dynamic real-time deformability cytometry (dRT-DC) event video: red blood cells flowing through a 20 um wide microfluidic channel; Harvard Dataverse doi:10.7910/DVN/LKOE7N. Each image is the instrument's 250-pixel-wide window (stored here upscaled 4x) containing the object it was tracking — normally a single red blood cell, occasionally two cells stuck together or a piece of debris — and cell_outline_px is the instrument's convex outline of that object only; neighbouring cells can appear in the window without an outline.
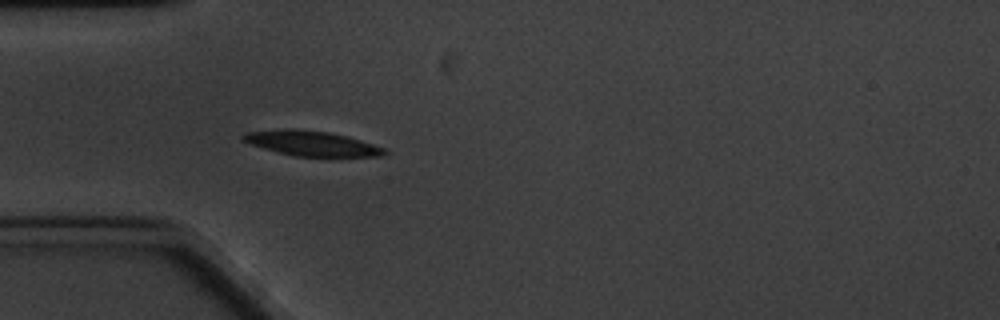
{"species": "common noctule bat (a hibernating species)", "species_latin": "Nyctalus noctula", "temperature_condition": "cold", "stored_images_in_passage": 4, "camera_frame_rate_fps": 3000, "um_per_image_px": 0.085, "animal": {"sex": "male", "body_mass_g": 20.1, "forearm_length_mm": 53.5}, "frame": {"image": 1, "passage_image": 4, "time_ms": 4.333, "image_size_px": [1000, 320], "cell_outline_px": [[388, 152], [384, 156], [296, 156], [276, 152], [240, 140], [240, 136], [244, 132], [292, 128], [296, 128], [328, 132], [360, 140], [384, 148]], "centroid_in_image_um": [26.43, 12.18], "position_along_channel_um": 58.6, "area_um2": 20.4}}